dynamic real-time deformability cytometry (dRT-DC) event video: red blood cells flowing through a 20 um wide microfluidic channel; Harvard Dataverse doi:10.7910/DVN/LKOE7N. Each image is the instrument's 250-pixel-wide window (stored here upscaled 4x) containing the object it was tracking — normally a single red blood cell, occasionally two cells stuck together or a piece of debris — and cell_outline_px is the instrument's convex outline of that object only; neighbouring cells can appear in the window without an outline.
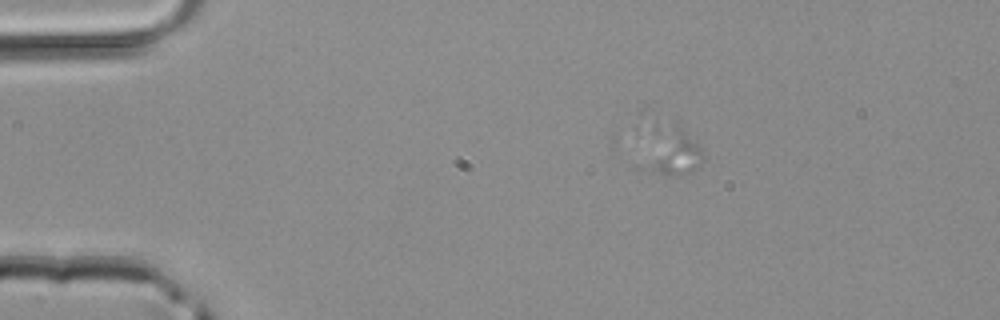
{"species": "common noctule bat (a hibernating species)", "species_latin": "Nyctalus noctula", "temperature_condition": "room temperature", "stored_images_in_passage": 3, "camera_frame_rate_fps": 3000, "um_per_image_px": 0.085, "animal": {"sex": "male", "body_mass_g": 20.4}, "frame": {"image": 1, "passage_image": 2, "time_ms": 0.333, "image_size_px": [1000, 320], "cell_outline_px": [[704, 156], [700, 164], [696, 168], [680, 176], [664, 176], [652, 168], [648, 164], [636, 124], [636, 112], [640, 108], [676, 124], [704, 152]], "centroid_in_image_um": [56.7, 12.37], "position_along_channel_um": 28.3, "area_um2": 20.58}}